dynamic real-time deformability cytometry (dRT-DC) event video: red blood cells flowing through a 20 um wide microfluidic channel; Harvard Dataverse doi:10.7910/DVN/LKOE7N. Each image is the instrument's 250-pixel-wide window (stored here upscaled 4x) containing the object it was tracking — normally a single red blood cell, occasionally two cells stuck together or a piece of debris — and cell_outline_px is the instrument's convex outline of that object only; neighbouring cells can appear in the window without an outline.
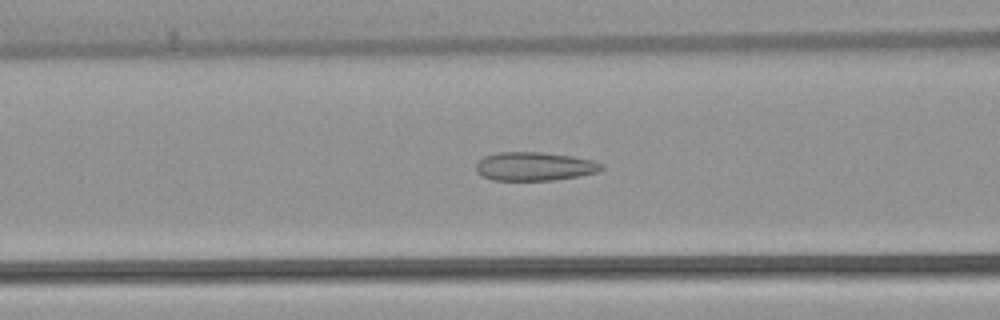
{"species": "common noctule bat (a hibernating species)", "species_latin": "Nyctalus noctula", "temperature_condition": "warm", "stored_images_in_passage": 52, "camera_frame_rate_fps": 3000, "um_per_image_px": 0.085, "animal": {"sex": "female", "body_mass_g": 22.7, "forearm_length_mm": 54.2}, "frame": {"image": 1, "passage_image": 21, "time_ms": 6.667, "image_size_px": [1000, 320], "cell_outline_px": [[604, 168], [596, 172], [580, 176], [552, 180], [492, 180], [480, 176], [476, 172], [476, 164], [484, 156], [496, 152], [544, 152], [572, 156], [592, 160], [604, 164]], "centroid_in_image_um": [45.41, 14.14], "position_along_channel_um": 121.2, "area_um2": 21.1}}
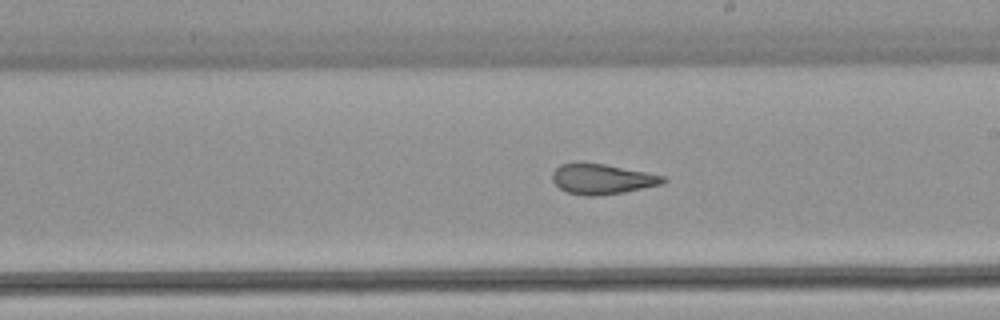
{"frame": {"image": 2, "passage_image": 30, "time_ms": 9.667, "image_size_px": [1000, 320], "cell_outline_px": [[668, 180], [664, 184], [624, 192], [596, 196], [584, 196], [568, 192], [560, 188], [552, 180], [552, 172], [560, 164], [576, 160], [580, 160], [604, 164], [664, 176]], "centroid_in_image_um": [51.13, 15.19], "position_along_channel_um": 237.9, "area_um2": 19.88}}
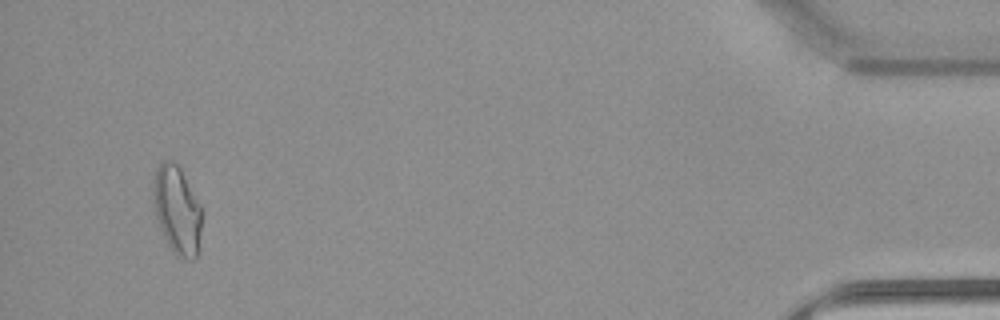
{"frame": {"image": 3, "passage_image": 50, "time_ms": 16.333, "image_size_px": [1000, 320], "cell_outline_px": [[200, 232], [196, 260], [188, 260], [176, 256], [172, 252], [160, 228], [156, 216], [152, 200], [152, 180], [156, 168], [164, 160], [172, 160], [180, 164], [200, 204]], "centroid_in_image_um": [15.02, 17.8], "position_along_channel_um": 420.2, "area_um2": 25.37}, "authors_computed_cell_mechanics": {"area_um2": 21.8484, "velocity_mm_per_s": 3.8955, "shape_relaxation_time_tau1_ms": null, "shape_relaxation_time_tau2_ms": 1.4789, "deformation_change_tau1": null, "deformation_change_tau2": 0.0872}}